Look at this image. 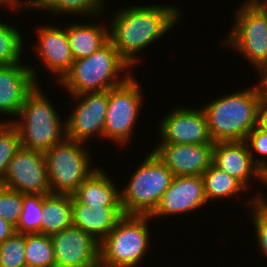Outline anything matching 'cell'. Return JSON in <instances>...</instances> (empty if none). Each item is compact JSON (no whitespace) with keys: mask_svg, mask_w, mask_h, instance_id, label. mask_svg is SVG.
Wrapping results in <instances>:
<instances>
[{"mask_svg":"<svg viewBox=\"0 0 267 267\" xmlns=\"http://www.w3.org/2000/svg\"><path fill=\"white\" fill-rule=\"evenodd\" d=\"M122 9V10H121ZM108 21L109 39L120 56L132 67L137 55L164 36L180 21L181 10L172 5L124 6Z\"/></svg>","mask_w":267,"mask_h":267,"instance_id":"6da1fadb","label":"cell"},{"mask_svg":"<svg viewBox=\"0 0 267 267\" xmlns=\"http://www.w3.org/2000/svg\"><path fill=\"white\" fill-rule=\"evenodd\" d=\"M260 98L255 84L202 106L213 142L246 141L258 126Z\"/></svg>","mask_w":267,"mask_h":267,"instance_id":"7a4b0ae2","label":"cell"},{"mask_svg":"<svg viewBox=\"0 0 267 267\" xmlns=\"http://www.w3.org/2000/svg\"><path fill=\"white\" fill-rule=\"evenodd\" d=\"M129 68L132 69L109 40L92 55L74 60L58 84L65 87L71 96L106 91L123 84L131 76Z\"/></svg>","mask_w":267,"mask_h":267,"instance_id":"3957f363","label":"cell"},{"mask_svg":"<svg viewBox=\"0 0 267 267\" xmlns=\"http://www.w3.org/2000/svg\"><path fill=\"white\" fill-rule=\"evenodd\" d=\"M39 85L26 97L18 119L9 121L18 130L21 147L46 152L66 138V124Z\"/></svg>","mask_w":267,"mask_h":267,"instance_id":"277c9868","label":"cell"},{"mask_svg":"<svg viewBox=\"0 0 267 267\" xmlns=\"http://www.w3.org/2000/svg\"><path fill=\"white\" fill-rule=\"evenodd\" d=\"M150 219V215H124L100 242L99 266H138L151 246Z\"/></svg>","mask_w":267,"mask_h":267,"instance_id":"5b68a950","label":"cell"},{"mask_svg":"<svg viewBox=\"0 0 267 267\" xmlns=\"http://www.w3.org/2000/svg\"><path fill=\"white\" fill-rule=\"evenodd\" d=\"M131 174L128 184L120 189L122 211L124 215H151L174 175L153 151Z\"/></svg>","mask_w":267,"mask_h":267,"instance_id":"8992f818","label":"cell"},{"mask_svg":"<svg viewBox=\"0 0 267 267\" xmlns=\"http://www.w3.org/2000/svg\"><path fill=\"white\" fill-rule=\"evenodd\" d=\"M83 142L65 138L44 152L51 194L72 195L97 167Z\"/></svg>","mask_w":267,"mask_h":267,"instance_id":"52a82bcc","label":"cell"},{"mask_svg":"<svg viewBox=\"0 0 267 267\" xmlns=\"http://www.w3.org/2000/svg\"><path fill=\"white\" fill-rule=\"evenodd\" d=\"M243 3L236 9L234 25L222 44L241 53L257 70L267 63V13L252 0Z\"/></svg>","mask_w":267,"mask_h":267,"instance_id":"ba28073f","label":"cell"},{"mask_svg":"<svg viewBox=\"0 0 267 267\" xmlns=\"http://www.w3.org/2000/svg\"><path fill=\"white\" fill-rule=\"evenodd\" d=\"M140 84L134 74L121 85L108 90V107L104 124V138L122 147L132 141L134 126L143 105ZM131 138V139H130Z\"/></svg>","mask_w":267,"mask_h":267,"instance_id":"9c48e42d","label":"cell"},{"mask_svg":"<svg viewBox=\"0 0 267 267\" xmlns=\"http://www.w3.org/2000/svg\"><path fill=\"white\" fill-rule=\"evenodd\" d=\"M71 98L74 99L76 103L65 121L66 138L85 144L87 140L90 138L92 139V137L96 135L97 137L104 138V124L108 107V90L86 92L73 95Z\"/></svg>","mask_w":267,"mask_h":267,"instance_id":"30bf717a","label":"cell"},{"mask_svg":"<svg viewBox=\"0 0 267 267\" xmlns=\"http://www.w3.org/2000/svg\"><path fill=\"white\" fill-rule=\"evenodd\" d=\"M0 185L22 194H51L44 152L21 147Z\"/></svg>","mask_w":267,"mask_h":267,"instance_id":"8fae6325","label":"cell"},{"mask_svg":"<svg viewBox=\"0 0 267 267\" xmlns=\"http://www.w3.org/2000/svg\"><path fill=\"white\" fill-rule=\"evenodd\" d=\"M158 124V143L171 144H214L208 130V121L202 107L172 108Z\"/></svg>","mask_w":267,"mask_h":267,"instance_id":"7c38bea8","label":"cell"},{"mask_svg":"<svg viewBox=\"0 0 267 267\" xmlns=\"http://www.w3.org/2000/svg\"><path fill=\"white\" fill-rule=\"evenodd\" d=\"M56 267H98L100 243L85 231L71 226L50 235Z\"/></svg>","mask_w":267,"mask_h":267,"instance_id":"4fadbf2b","label":"cell"},{"mask_svg":"<svg viewBox=\"0 0 267 267\" xmlns=\"http://www.w3.org/2000/svg\"><path fill=\"white\" fill-rule=\"evenodd\" d=\"M214 144L159 143L152 149L174 176H202L211 166Z\"/></svg>","mask_w":267,"mask_h":267,"instance_id":"5bb4252c","label":"cell"},{"mask_svg":"<svg viewBox=\"0 0 267 267\" xmlns=\"http://www.w3.org/2000/svg\"><path fill=\"white\" fill-rule=\"evenodd\" d=\"M202 176H174L151 218L173 216L201 209L207 203Z\"/></svg>","mask_w":267,"mask_h":267,"instance_id":"9a60e30c","label":"cell"},{"mask_svg":"<svg viewBox=\"0 0 267 267\" xmlns=\"http://www.w3.org/2000/svg\"><path fill=\"white\" fill-rule=\"evenodd\" d=\"M50 25L42 27L39 25L36 32L38 41L33 48L37 53L35 55H38L45 69L47 68L52 76L55 75V81L58 83L70 70L74 57L66 28Z\"/></svg>","mask_w":267,"mask_h":267,"instance_id":"2e32d148","label":"cell"},{"mask_svg":"<svg viewBox=\"0 0 267 267\" xmlns=\"http://www.w3.org/2000/svg\"><path fill=\"white\" fill-rule=\"evenodd\" d=\"M212 163L234 177L248 191L252 177L265 186L266 175L253 162L246 141L215 142Z\"/></svg>","mask_w":267,"mask_h":267,"instance_id":"e0dca14e","label":"cell"},{"mask_svg":"<svg viewBox=\"0 0 267 267\" xmlns=\"http://www.w3.org/2000/svg\"><path fill=\"white\" fill-rule=\"evenodd\" d=\"M38 81L35 69L29 65L16 63L0 66V113L16 118L26 97L39 84Z\"/></svg>","mask_w":267,"mask_h":267,"instance_id":"ac0fdd59","label":"cell"},{"mask_svg":"<svg viewBox=\"0 0 267 267\" xmlns=\"http://www.w3.org/2000/svg\"><path fill=\"white\" fill-rule=\"evenodd\" d=\"M107 174L97 166L72 194V203L89 207H121L120 189Z\"/></svg>","mask_w":267,"mask_h":267,"instance_id":"d6986e66","label":"cell"},{"mask_svg":"<svg viewBox=\"0 0 267 267\" xmlns=\"http://www.w3.org/2000/svg\"><path fill=\"white\" fill-rule=\"evenodd\" d=\"M73 226L91 234L99 243L124 216L121 207H89L72 203Z\"/></svg>","mask_w":267,"mask_h":267,"instance_id":"ffe728a7","label":"cell"},{"mask_svg":"<svg viewBox=\"0 0 267 267\" xmlns=\"http://www.w3.org/2000/svg\"><path fill=\"white\" fill-rule=\"evenodd\" d=\"M66 30L74 60L92 55L110 40L106 24L72 22Z\"/></svg>","mask_w":267,"mask_h":267,"instance_id":"44dd1931","label":"cell"},{"mask_svg":"<svg viewBox=\"0 0 267 267\" xmlns=\"http://www.w3.org/2000/svg\"><path fill=\"white\" fill-rule=\"evenodd\" d=\"M42 212V234L52 235L73 226L72 195H46L43 198Z\"/></svg>","mask_w":267,"mask_h":267,"instance_id":"7402d4cb","label":"cell"},{"mask_svg":"<svg viewBox=\"0 0 267 267\" xmlns=\"http://www.w3.org/2000/svg\"><path fill=\"white\" fill-rule=\"evenodd\" d=\"M107 0H30L31 10L43 9L51 14L64 15V13L76 16H97L103 14ZM33 8V9H32ZM55 13V14H54Z\"/></svg>","mask_w":267,"mask_h":267,"instance_id":"603a6c76","label":"cell"},{"mask_svg":"<svg viewBox=\"0 0 267 267\" xmlns=\"http://www.w3.org/2000/svg\"><path fill=\"white\" fill-rule=\"evenodd\" d=\"M204 192L207 201L233 199L239 193H247L248 190L234 177L217 168L213 163L202 175Z\"/></svg>","mask_w":267,"mask_h":267,"instance_id":"cb8c5ba5","label":"cell"},{"mask_svg":"<svg viewBox=\"0 0 267 267\" xmlns=\"http://www.w3.org/2000/svg\"><path fill=\"white\" fill-rule=\"evenodd\" d=\"M25 259L27 267H56L50 235L25 234Z\"/></svg>","mask_w":267,"mask_h":267,"instance_id":"d4e9b609","label":"cell"},{"mask_svg":"<svg viewBox=\"0 0 267 267\" xmlns=\"http://www.w3.org/2000/svg\"><path fill=\"white\" fill-rule=\"evenodd\" d=\"M18 28L0 21V66L21 63L24 42Z\"/></svg>","mask_w":267,"mask_h":267,"instance_id":"484cf974","label":"cell"},{"mask_svg":"<svg viewBox=\"0 0 267 267\" xmlns=\"http://www.w3.org/2000/svg\"><path fill=\"white\" fill-rule=\"evenodd\" d=\"M45 196L40 194H24L22 212L19 222L15 227L16 232L24 235L41 233L42 206Z\"/></svg>","mask_w":267,"mask_h":267,"instance_id":"4316f807","label":"cell"},{"mask_svg":"<svg viewBox=\"0 0 267 267\" xmlns=\"http://www.w3.org/2000/svg\"><path fill=\"white\" fill-rule=\"evenodd\" d=\"M4 121H0V184L3 182L11 159L21 148L18 130L10 121Z\"/></svg>","mask_w":267,"mask_h":267,"instance_id":"83f0119b","label":"cell"},{"mask_svg":"<svg viewBox=\"0 0 267 267\" xmlns=\"http://www.w3.org/2000/svg\"><path fill=\"white\" fill-rule=\"evenodd\" d=\"M263 197L262 193H258L251 198L246 200L245 207L250 209V218L253 221V226L255 228V236L258 242V247L265 258H267V206L261 201Z\"/></svg>","mask_w":267,"mask_h":267,"instance_id":"f1b7e54d","label":"cell"},{"mask_svg":"<svg viewBox=\"0 0 267 267\" xmlns=\"http://www.w3.org/2000/svg\"><path fill=\"white\" fill-rule=\"evenodd\" d=\"M0 267H27L24 234L15 232L0 243Z\"/></svg>","mask_w":267,"mask_h":267,"instance_id":"f546056e","label":"cell"},{"mask_svg":"<svg viewBox=\"0 0 267 267\" xmlns=\"http://www.w3.org/2000/svg\"><path fill=\"white\" fill-rule=\"evenodd\" d=\"M24 194L0 185V218L17 226L23 208Z\"/></svg>","mask_w":267,"mask_h":267,"instance_id":"4dcf8cb0","label":"cell"},{"mask_svg":"<svg viewBox=\"0 0 267 267\" xmlns=\"http://www.w3.org/2000/svg\"><path fill=\"white\" fill-rule=\"evenodd\" d=\"M246 142L248 144L250 154L253 162L261 169V171L267 175V131L263 130L259 126H256L248 134ZM261 158L257 159L256 154Z\"/></svg>","mask_w":267,"mask_h":267,"instance_id":"1f68e13d","label":"cell"},{"mask_svg":"<svg viewBox=\"0 0 267 267\" xmlns=\"http://www.w3.org/2000/svg\"><path fill=\"white\" fill-rule=\"evenodd\" d=\"M257 72L260 74L258 76H261L258 84H256L259 98L261 101L267 102V63L259 67Z\"/></svg>","mask_w":267,"mask_h":267,"instance_id":"d6a6232c","label":"cell"},{"mask_svg":"<svg viewBox=\"0 0 267 267\" xmlns=\"http://www.w3.org/2000/svg\"><path fill=\"white\" fill-rule=\"evenodd\" d=\"M0 6H2L3 8L6 7L9 10H23L24 8L29 9L30 7V1L26 0V1H20V0H0Z\"/></svg>","mask_w":267,"mask_h":267,"instance_id":"836d02e7","label":"cell"},{"mask_svg":"<svg viewBox=\"0 0 267 267\" xmlns=\"http://www.w3.org/2000/svg\"><path fill=\"white\" fill-rule=\"evenodd\" d=\"M16 232L15 226L0 218V243L6 241Z\"/></svg>","mask_w":267,"mask_h":267,"instance_id":"e575fe53","label":"cell"},{"mask_svg":"<svg viewBox=\"0 0 267 267\" xmlns=\"http://www.w3.org/2000/svg\"><path fill=\"white\" fill-rule=\"evenodd\" d=\"M258 126L267 131V102L265 101H260L259 104Z\"/></svg>","mask_w":267,"mask_h":267,"instance_id":"d590c367","label":"cell"},{"mask_svg":"<svg viewBox=\"0 0 267 267\" xmlns=\"http://www.w3.org/2000/svg\"><path fill=\"white\" fill-rule=\"evenodd\" d=\"M257 4L265 13H267V0H252Z\"/></svg>","mask_w":267,"mask_h":267,"instance_id":"8d00e7d4","label":"cell"},{"mask_svg":"<svg viewBox=\"0 0 267 267\" xmlns=\"http://www.w3.org/2000/svg\"><path fill=\"white\" fill-rule=\"evenodd\" d=\"M265 186H267V175H266ZM261 201L267 206V199L265 198V196L262 197Z\"/></svg>","mask_w":267,"mask_h":267,"instance_id":"74e56055","label":"cell"}]
</instances>
